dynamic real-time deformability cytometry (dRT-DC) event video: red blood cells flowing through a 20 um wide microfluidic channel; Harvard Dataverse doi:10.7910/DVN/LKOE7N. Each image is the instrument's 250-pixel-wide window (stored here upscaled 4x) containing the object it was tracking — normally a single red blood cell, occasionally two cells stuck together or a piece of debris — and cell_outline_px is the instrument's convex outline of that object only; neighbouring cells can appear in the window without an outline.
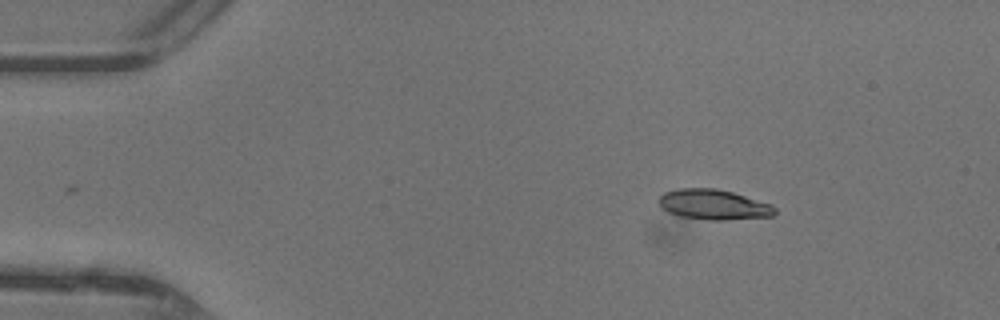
{"species": "common noctule bat (a hibernating species)", "species_latin": "Nyctalus noctula", "temperature_condition": "warm", "stored_images_in_passage": 42, "camera_frame_rate_fps": 3000, "um_per_image_px": 0.085, "animal": {"sex": "female"}, "frame": {"image": 1, "passage_image": 2, "time_ms": 0.333, "image_size_px": [1000, 320], "cell_outline_px": [[776, 212], [772, 216], [724, 220], [708, 220], [680, 216], [668, 212], [660, 208], [656, 200], [664, 192], [680, 188], [716, 188], [732, 192], [772, 204], [776, 208]], "centroid_in_image_um": [60.62, 17.38], "position_along_channel_um": 24.4, "area_um2": 20.58}}
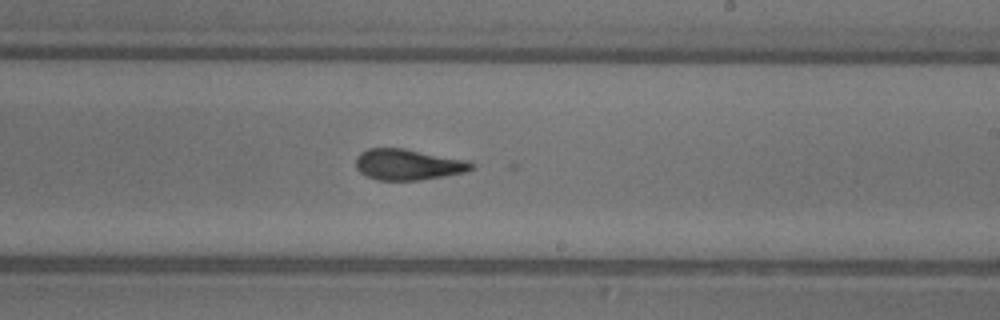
{"frame": {"image": 2, "passage_image": 23, "time_ms": 7.333, "image_size_px": [1000, 320], "cell_outline_px": [[476, 168], [464, 172], [444, 176], [416, 180], [376, 180], [360, 172], [356, 168], [356, 156], [360, 152], [368, 148], [404, 148], [468, 160]], "centroid_in_image_um": [34.67, 13.97], "position_along_channel_um": 254.3, "area_um2": 20.87}}
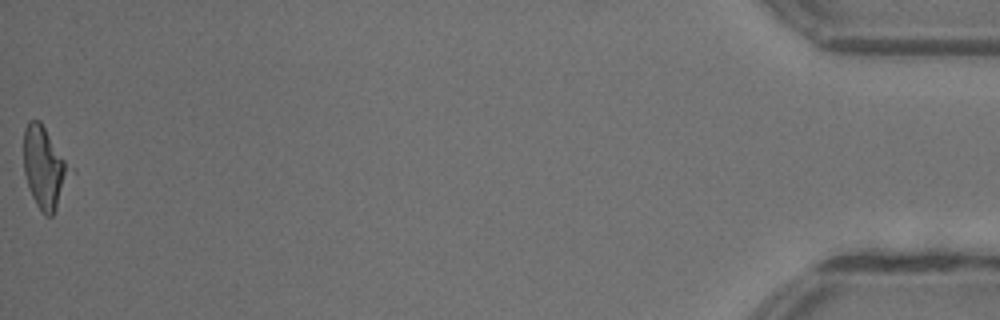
{"frame": {"image": 3, "passage_image": 42, "time_ms": 13.667, "image_size_px": [1000, 320], "cell_outline_px": [[68, 172], [56, 208], [52, 216], [44, 216], [36, 204], [32, 196], [24, 172], [24, 128], [28, 120], [40, 120], [64, 160], [68, 168]], "centroid_in_image_um": [3.68, 14.23], "position_along_channel_um": 431.5, "area_um2": 20.63}}